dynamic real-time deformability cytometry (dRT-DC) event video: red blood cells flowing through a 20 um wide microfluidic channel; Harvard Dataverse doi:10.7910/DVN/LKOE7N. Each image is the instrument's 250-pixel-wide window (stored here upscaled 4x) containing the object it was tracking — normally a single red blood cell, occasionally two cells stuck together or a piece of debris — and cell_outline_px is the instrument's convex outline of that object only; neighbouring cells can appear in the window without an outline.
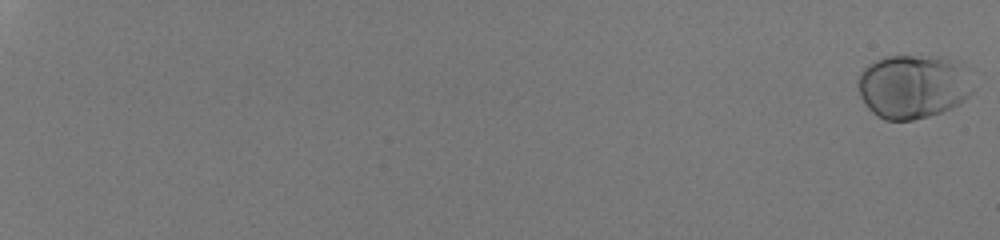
{"species": "human", "species_latin": "Homo sapiens", "temperature_condition": "room temperature", "stored_images_in_passage": 56, "camera_frame_rate_fps": 3000, "um_per_image_px": 0.085, "donor": {"sex": "male"}, "frame": {"image": 1, "passage_image": 1, "time_ms": 0.0, "image_size_px": [1000, 240], "cell_outline_px": [[972, 92], [960, 104], [952, 108], [928, 116], [912, 120], [884, 120], [876, 116], [864, 104], [860, 96], [856, 84], [856, 80], [860, 72], [868, 64], [884, 56], [940, 56], [956, 60], [960, 64]], "centroid_in_image_um": [77.52, 7.35], "position_along_channel_um": 7.5, "area_um2": 42.83}}
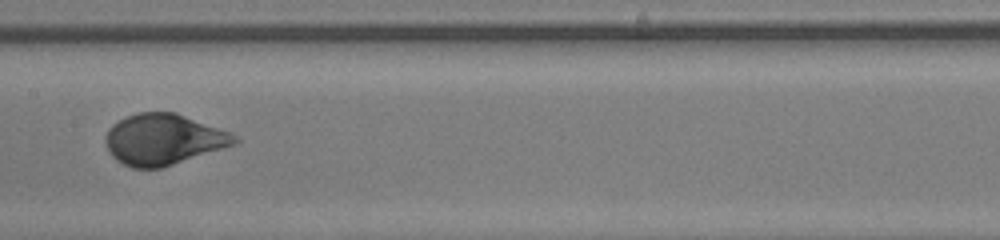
{"frame": {"image": 2, "passage_image": 35, "time_ms": 11.333, "image_size_px": [1000, 240], "cell_outline_px": [[240, 140], [236, 144], [160, 168], [132, 168], [116, 160], [112, 156], [104, 140], [104, 136], [108, 128], [112, 124], [136, 112], [176, 112], [228, 132], [236, 136]], "centroid_in_image_um": [13.85, 11.84], "position_along_channel_um": 193.5, "area_um2": 37.97}}
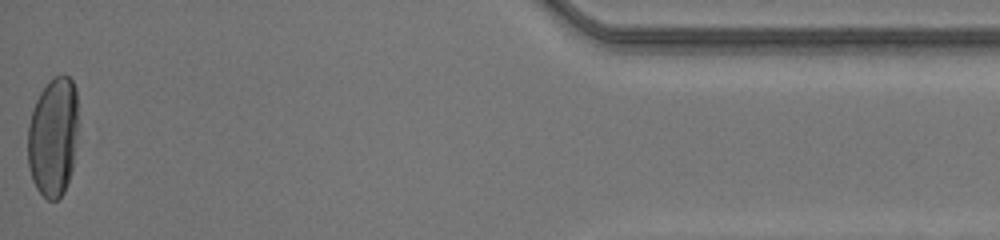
{"frame": {"image": 3, "passage_image": 56, "time_ms": 18.333, "image_size_px": [1000, 240], "cell_outline_px": [[76, 132], [72, 168], [64, 192], [56, 200], [48, 200], [36, 188], [32, 180], [28, 168], [28, 124], [36, 100], [40, 92], [56, 76], [68, 76], [72, 80], [76, 88]], "centroid_in_image_um": [4.49, 11.66], "position_along_channel_um": 430.7, "area_um2": 34.56}, "authors_computed_cell_mechanics": {"area_um2": 37.7145, "velocity_mm_per_s": 4.1971, "shape_relaxation_time_tau1_ms": 3.4054, "shape_relaxation_time_tau2_ms": null, "deformation_change_tau1": 0.1885, "deformation_change_tau2": null}}